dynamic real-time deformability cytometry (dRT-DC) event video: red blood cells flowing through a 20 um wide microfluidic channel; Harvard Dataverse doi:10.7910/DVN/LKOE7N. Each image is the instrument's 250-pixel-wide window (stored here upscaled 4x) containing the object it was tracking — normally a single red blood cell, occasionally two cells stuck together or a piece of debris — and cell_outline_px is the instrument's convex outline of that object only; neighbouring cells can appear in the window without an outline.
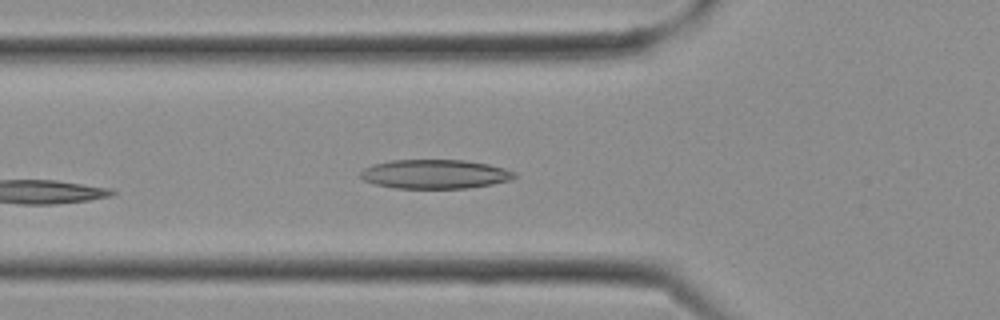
{"species": "Egyptian fruit bat (a non-hibernating species)", "species_latin": "Rousettus aegyptiacus", "temperature_condition": "cold", "stored_images_in_passage": 10, "camera_frame_rate_fps": 3000, "um_per_image_px": 0.085, "frame": {"image": 1, "passage_image": 10, "time_ms": 3.0, "image_size_px": [1000, 320], "cell_outline_px": [[516, 176], [508, 180], [492, 184], [468, 188], [396, 188], [376, 184], [364, 180], [360, 176], [360, 172], [364, 168], [372, 164], [392, 160], [464, 160], [488, 164], [504, 168], [516, 172]], "centroid_in_image_um": [36.96, 14.79], "position_along_channel_um": 88.8, "area_um2": 26.01}}